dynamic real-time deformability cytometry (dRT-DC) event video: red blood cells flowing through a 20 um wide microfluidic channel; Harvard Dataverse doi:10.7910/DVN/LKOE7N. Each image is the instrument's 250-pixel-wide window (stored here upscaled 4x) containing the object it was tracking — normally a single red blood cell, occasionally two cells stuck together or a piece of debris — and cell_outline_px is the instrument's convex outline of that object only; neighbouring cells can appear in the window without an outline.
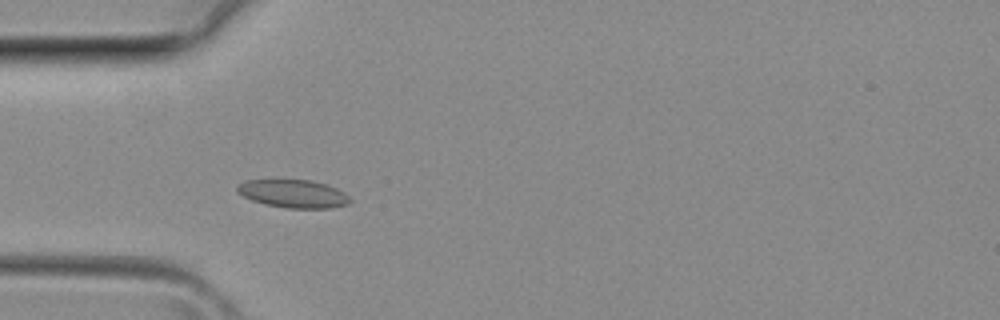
{"species": "common noctule bat (a hibernating species)", "species_latin": "Nyctalus noctula", "temperature_condition": "room temperature", "stored_images_in_passage": 37, "camera_frame_rate_fps": 3000, "um_per_image_px": 0.085, "animal": {"sex": "female", "body_mass_g": 29.2, "forearm_length_mm": 56.3}, "frame": {"image": 1, "passage_image": 10, "time_ms": 3.0, "image_size_px": [1000, 320], "cell_outline_px": [[352, 200], [348, 204], [332, 208], [284, 208], [264, 204], [252, 200], [236, 192], [236, 184], [244, 180], [312, 180], [336, 188], [344, 192]], "centroid_in_image_um": [24.9, 16.47], "position_along_channel_um": 60.1, "area_um2": 18.55}}
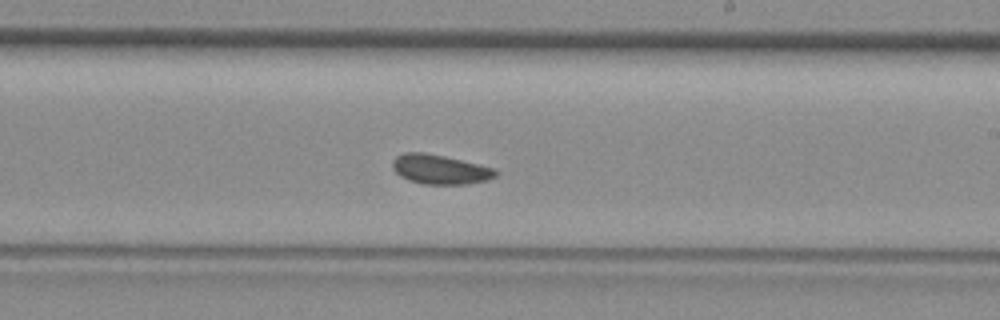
{"frame": {"image": 2, "passage_image": 21, "time_ms": 6.667, "image_size_px": [1000, 320], "cell_outline_px": [[500, 172], [496, 176], [488, 180], [464, 184], [420, 184], [408, 180], [400, 176], [392, 168], [392, 160], [396, 156], [404, 152], [424, 152], [444, 156], [496, 168]], "centroid_in_image_um": [37.4, 14.4], "position_along_channel_um": 251.6, "area_um2": 17.92}}
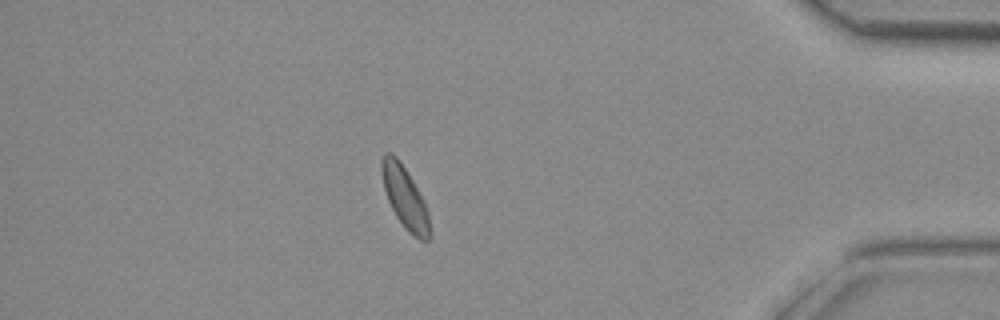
{"frame": {"image": 3, "passage_image": 32, "time_ms": 10.333, "image_size_px": [1000, 320], "cell_outline_px": [[432, 236], [428, 240], [420, 240], [408, 232], [396, 216], [388, 200], [384, 188], [380, 168], [380, 160], [384, 152], [392, 152], [400, 160], [424, 200], [428, 212], [432, 232]], "centroid_in_image_um": [34.42, 16.78], "position_along_channel_um": 400.8, "area_um2": 17.51}}